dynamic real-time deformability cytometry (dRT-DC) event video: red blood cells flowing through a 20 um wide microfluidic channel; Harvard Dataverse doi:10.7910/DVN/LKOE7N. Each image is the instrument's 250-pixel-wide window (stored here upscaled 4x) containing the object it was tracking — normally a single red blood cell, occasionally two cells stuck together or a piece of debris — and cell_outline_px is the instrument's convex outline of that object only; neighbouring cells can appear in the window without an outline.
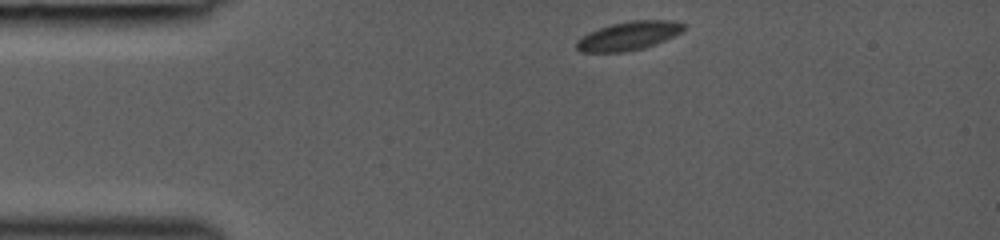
{"species": "common noctule bat (a hibernating species)", "species_latin": "Nyctalus noctula", "temperature_condition": "room temperature", "stored_images_in_passage": 34, "camera_frame_rate_fps": 3000, "um_per_image_px": 0.085, "animal": {"sex": "female", "body_mass_g": 19.0, "forearm_length_mm": 53.3}, "frame": {"image": 1, "passage_image": 1, "time_ms": 0.0, "image_size_px": [1000, 240], "cell_outline_px": [[684, 28], [680, 32], [656, 44], [644, 48], [624, 52], [580, 52], [576, 48], [576, 40], [580, 36], [588, 32], [612, 24], [628, 20], [672, 20], [684, 24]], "centroid_in_image_um": [53.38, 3.05], "position_along_channel_um": 31.6, "area_um2": 17.92}}
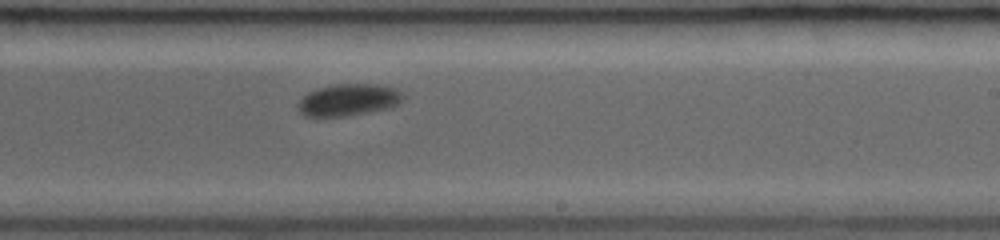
{"frame": {"image": 2, "passage_image": 20, "time_ms": 6.333, "image_size_px": [1000, 240], "cell_outline_px": [[404, 96], [396, 104], [388, 108], [368, 112], [344, 116], [304, 116], [300, 112], [300, 100], [308, 92], [332, 84], [376, 84], [396, 88]], "centroid_in_image_um": [29.63, 8.48], "position_along_channel_um": 259.4, "area_um2": 19.13}}
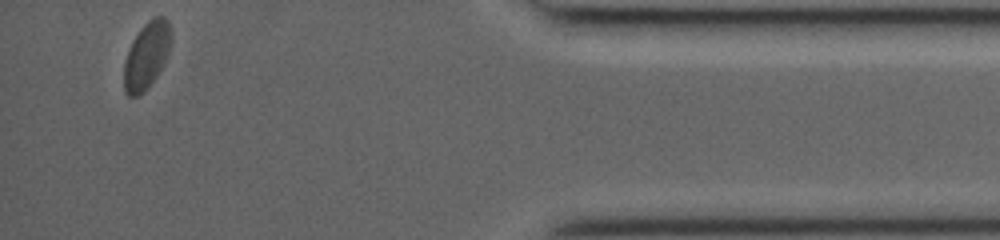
{"frame": {"image": 3, "passage_image": 34, "time_ms": 11.0, "image_size_px": [1000, 240], "cell_outline_px": [[172, 44], [156, 76], [148, 88], [144, 92], [136, 96], [128, 96], [124, 92], [124, 60], [128, 48], [132, 40], [140, 28], [152, 16], [164, 16], [168, 20], [172, 28]], "centroid_in_image_um": [12.47, 4.66], "position_along_channel_um": 422.7, "area_um2": 18.67}}